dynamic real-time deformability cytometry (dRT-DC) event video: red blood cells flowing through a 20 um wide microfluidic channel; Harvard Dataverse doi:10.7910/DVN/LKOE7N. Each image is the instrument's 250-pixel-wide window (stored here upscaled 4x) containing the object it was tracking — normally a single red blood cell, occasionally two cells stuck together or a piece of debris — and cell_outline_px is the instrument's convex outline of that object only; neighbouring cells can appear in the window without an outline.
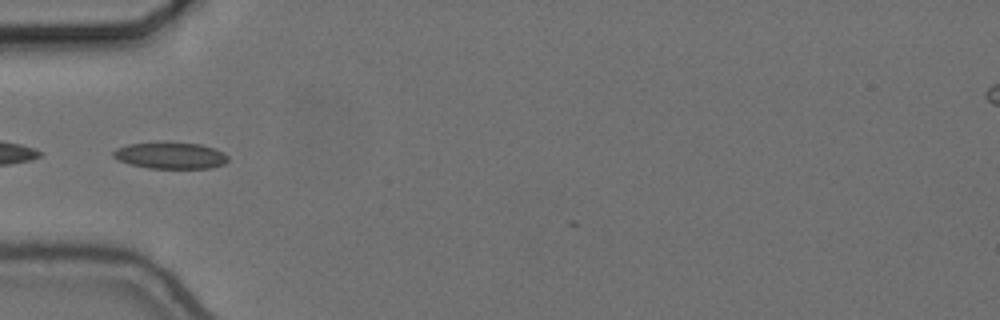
{"species": "common noctule bat (a hibernating species)", "species_latin": "Nyctalus noctula", "temperature_condition": "cold", "stored_images_in_passage": 33, "camera_frame_rate_fps": 3000, "um_per_image_px": 0.085, "animal": {"sex": "female", "body_mass_g": 24.6, "forearm_length_mm": 56.2}, "frame": {"image": 1, "passage_image": 1, "time_ms": 0.0, "image_size_px": [1000, 320], "cell_outline_px": [[228, 160], [224, 164], [212, 168], [148, 168], [128, 164], [116, 160], [112, 156], [112, 152], [116, 148], [128, 144], [160, 140], [168, 140], [200, 144], [216, 148], [224, 152], [228, 156]], "centroid_in_image_um": [14.46, 13.18], "position_along_channel_um": 70.5, "area_um2": 18.61}}
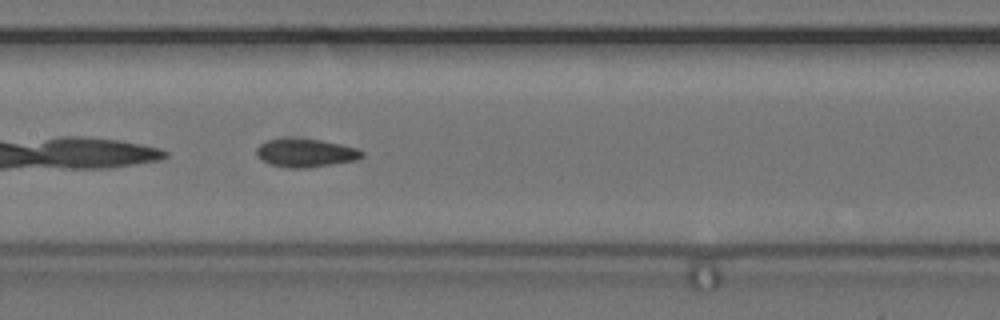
{"frame": {"image": 2, "passage_image": 10, "time_ms": 3.0, "image_size_px": [1000, 320], "cell_outline_px": [[364, 156], [356, 160], [308, 168], [292, 168], [272, 164], [256, 156], [256, 148], [264, 140], [320, 140], [340, 144], [356, 148], [364, 152]], "centroid_in_image_um": [26.0, 13.02], "position_along_channel_um": 181.4, "area_um2": 16.88}}
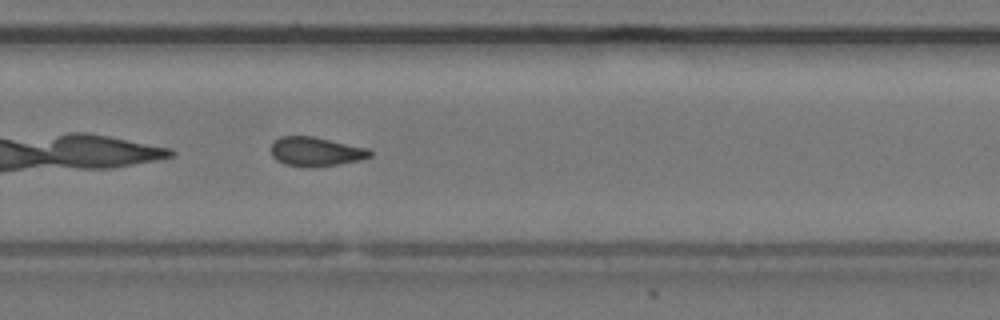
{"frame": {"image": 3, "passage_image": 20, "time_ms": 6.333, "image_size_px": [1000, 320], "cell_outline_px": [[372, 156], [360, 160], [336, 164], [284, 164], [276, 160], [272, 156], [272, 140], [280, 136], [312, 136], [368, 148], [372, 152]], "centroid_in_image_um": [26.84, 12.83], "position_along_channel_um": 303.0, "area_um2": 16.13}, "authors_computed_cell_mechanics": {"area_um2": 16.6464, "velocity_mm_per_s": 3.6726, "shape_relaxation_time_tau1_ms": null, "shape_relaxation_time_tau2_ms": 4.5252, "deformation_change_tau1": null, "deformation_change_tau2": 0.1162}}